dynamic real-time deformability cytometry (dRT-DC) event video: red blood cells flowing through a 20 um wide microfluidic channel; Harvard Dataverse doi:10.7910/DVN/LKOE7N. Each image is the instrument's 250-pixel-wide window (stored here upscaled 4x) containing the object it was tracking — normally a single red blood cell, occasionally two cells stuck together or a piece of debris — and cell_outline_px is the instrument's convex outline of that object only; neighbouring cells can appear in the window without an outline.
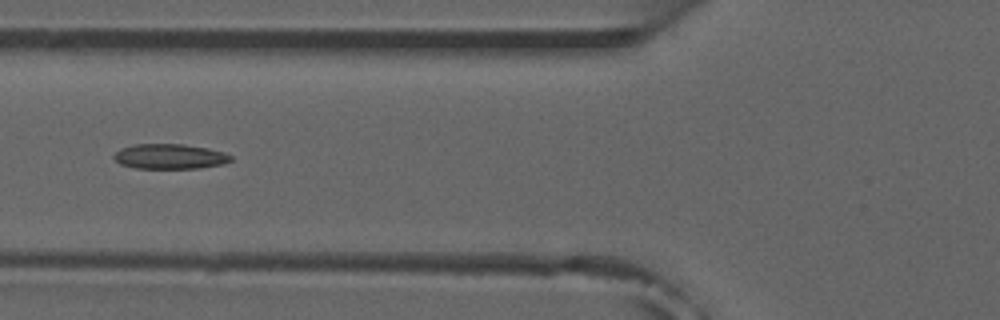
{"species": "common noctule bat (a hibernating species)", "species_latin": "Nyctalus noctula", "temperature_condition": "room temperature", "stored_images_in_passage": 8, "camera_frame_rate_fps": 3000, "um_per_image_px": 0.085, "animal": {"sex": "male", "forearm_length_mm": 52.5}, "frame": {"image": 1, "passage_image": 6, "time_ms": 5.667, "image_size_px": [1000, 320], "cell_outline_px": [[232, 160], [224, 164], [200, 168], [136, 168], [120, 164], [112, 156], [120, 148], [136, 144], [184, 144], [208, 148], [224, 152], [232, 156]], "centroid_in_image_um": [14.45, 13.3], "position_along_channel_um": 111.4, "area_um2": 17.11}}
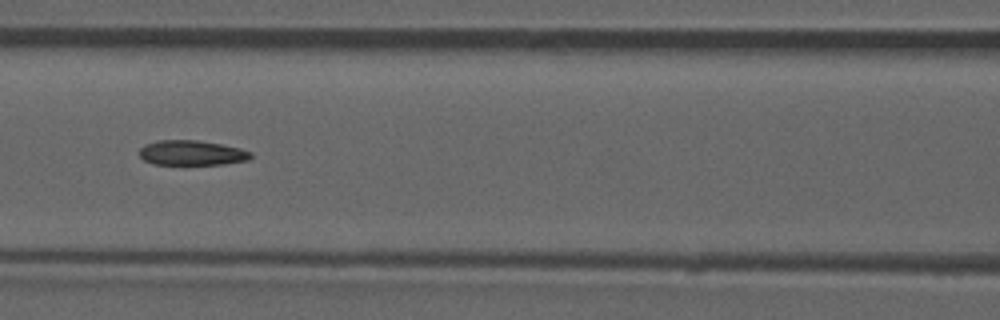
{"frame": {"image": 2, "passage_image": 7, "time_ms": 6.667, "image_size_px": [1000, 320], "cell_outline_px": [[252, 156], [248, 160], [224, 164], [152, 164], [144, 160], [140, 156], [140, 148], [144, 144], [160, 140], [196, 140], [220, 144], [240, 148], [252, 152]], "centroid_in_image_um": [16.3, 12.99], "position_along_channel_um": 150.3, "area_um2": 16.13}}